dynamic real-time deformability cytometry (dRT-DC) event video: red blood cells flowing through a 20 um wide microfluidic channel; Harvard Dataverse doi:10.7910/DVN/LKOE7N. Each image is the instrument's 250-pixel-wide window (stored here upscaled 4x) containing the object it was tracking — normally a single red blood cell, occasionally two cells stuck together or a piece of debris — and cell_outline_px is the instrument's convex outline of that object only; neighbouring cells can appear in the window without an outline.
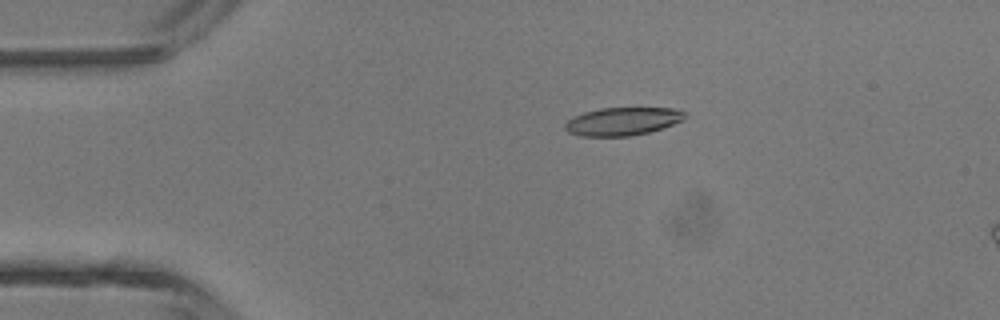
{"species": "common noctule bat (a hibernating species)", "species_latin": "Nyctalus noctula", "temperature_condition": "room temperature", "stored_images_in_passage": 5, "camera_frame_rate_fps": 3000, "um_per_image_px": 0.085, "animal": {"sex": "male", "body_mass_g": 13.3}, "frame": {"image": 1, "passage_image": 3, "time_ms": 2.333, "image_size_px": [1000, 320], "cell_outline_px": [[684, 120], [664, 128], [632, 136], [580, 136], [568, 132], [564, 128], [564, 124], [572, 116], [584, 112], [600, 108], [672, 108], [684, 112]], "centroid_in_image_um": [52.89, 10.32], "position_along_channel_um": 32.1, "area_um2": 19.65}}